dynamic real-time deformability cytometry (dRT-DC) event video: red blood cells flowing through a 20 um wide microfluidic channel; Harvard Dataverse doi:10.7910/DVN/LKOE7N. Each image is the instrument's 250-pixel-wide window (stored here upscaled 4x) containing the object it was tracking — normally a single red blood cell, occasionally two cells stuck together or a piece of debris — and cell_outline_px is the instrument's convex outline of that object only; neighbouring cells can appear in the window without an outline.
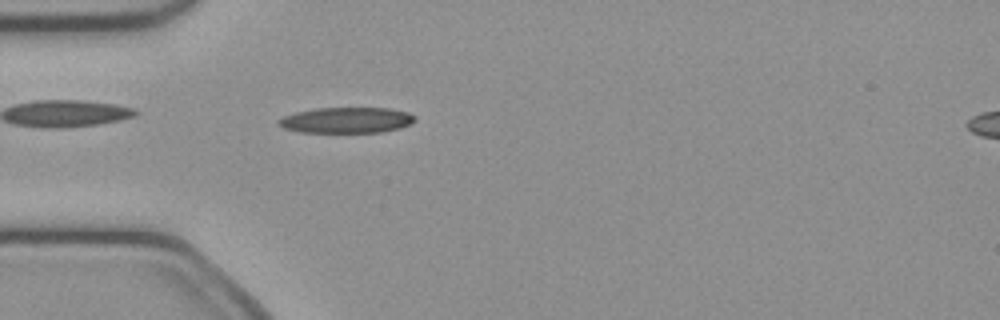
{"species": "common noctule bat (a hibernating species)", "species_latin": "Nyctalus noctula", "temperature_condition": "cold", "stored_images_in_passage": 51, "camera_frame_rate_fps": 3000, "um_per_image_px": 0.085, "animal": {"sex": "female", "body_mass_g": 21.9}, "frame": {"image": 1, "passage_image": 15, "time_ms": 4.667, "image_size_px": [1000, 320], "cell_outline_px": [[416, 120], [412, 124], [400, 128], [380, 132], [300, 132], [284, 128], [276, 120], [284, 116], [296, 112], [316, 108], [388, 108], [408, 112], [416, 116]], "centroid_in_image_um": [29.49, 10.21], "position_along_channel_um": 55.5, "area_um2": 20.46}}
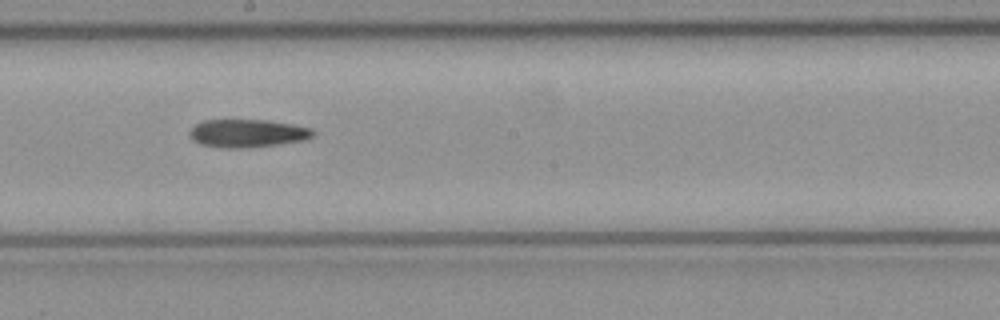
{"frame": {"image": 2, "passage_image": 28, "time_ms": 9.0, "image_size_px": [1000, 320], "cell_outline_px": [[316, 132], [308, 140], [252, 148], [220, 148], [200, 144], [192, 140], [188, 132], [196, 124], [204, 120], [264, 120], [292, 124], [312, 128]], "centroid_in_image_um": [21.05, 11.35], "position_along_channel_um": 227.1, "area_um2": 20.46}}
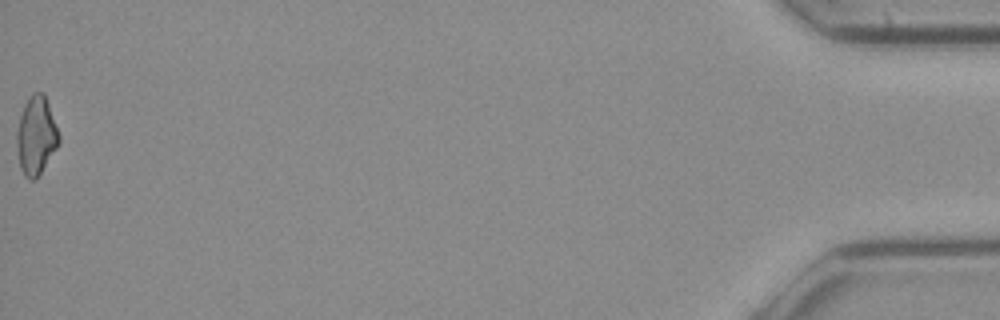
{"frame": {"image": 3, "passage_image": 51, "time_ms": 16.667, "image_size_px": [1000, 320], "cell_outline_px": [[60, 144], [36, 180], [28, 180], [24, 176], [20, 168], [16, 148], [16, 132], [20, 116], [24, 104], [32, 92], [44, 92], [60, 136]], "centroid_in_image_um": [3.07, 11.56], "position_along_channel_um": 432.1, "area_um2": 19.59}}